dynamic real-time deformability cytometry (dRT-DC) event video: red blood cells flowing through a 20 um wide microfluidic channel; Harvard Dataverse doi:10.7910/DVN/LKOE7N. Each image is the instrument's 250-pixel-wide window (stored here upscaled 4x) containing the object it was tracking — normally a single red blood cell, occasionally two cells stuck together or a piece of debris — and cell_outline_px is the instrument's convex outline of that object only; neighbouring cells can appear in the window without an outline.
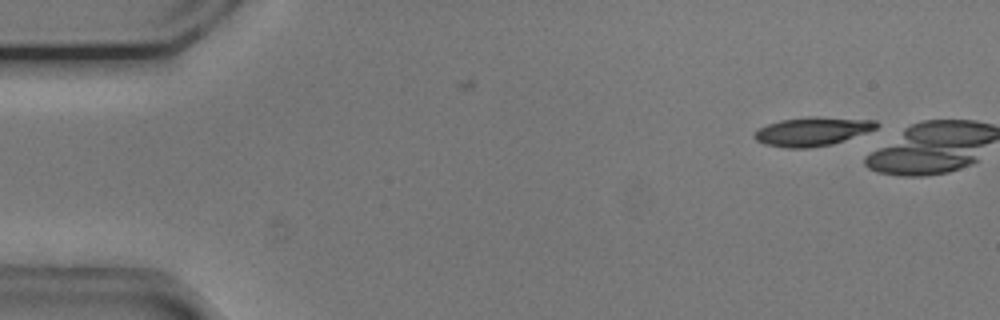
{"species": "common noctule bat (a hibernating species)", "species_latin": "Nyctalus noctula", "temperature_condition": "cold", "stored_images_in_passage": 5, "camera_frame_rate_fps": 3000, "um_per_image_px": 0.085, "animal": {"sex": "male", "body_mass_g": 20.5, "forearm_length_mm": 52.5}, "frame": {"image": 1, "passage_image": 3, "time_ms": 0.667, "image_size_px": [1000, 320], "cell_outline_px": [[880, 124], [876, 128], [868, 132], [832, 144], [808, 148], [788, 148], [764, 144], [756, 140], [752, 136], [752, 132], [768, 124], [780, 120], [808, 116], [816, 116], [876, 120]], "centroid_in_image_um": [69.03, 11.16], "position_along_channel_um": 16.0, "area_um2": 20.63}}